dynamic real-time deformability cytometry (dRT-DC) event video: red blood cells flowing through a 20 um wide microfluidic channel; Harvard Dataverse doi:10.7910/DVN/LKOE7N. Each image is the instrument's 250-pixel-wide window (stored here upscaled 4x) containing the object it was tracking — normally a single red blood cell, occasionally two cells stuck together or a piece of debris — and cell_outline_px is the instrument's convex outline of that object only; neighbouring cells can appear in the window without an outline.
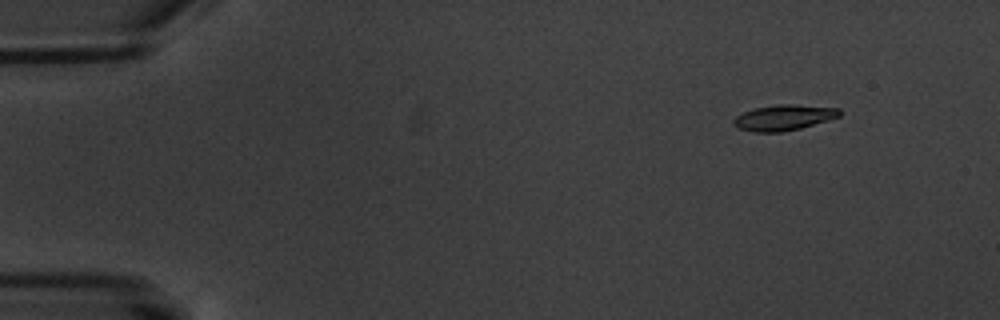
{"species": "common noctule bat (a hibernating species)", "species_latin": "Nyctalus noctula", "temperature_condition": "warm", "stored_images_in_passage": 4, "camera_frame_rate_fps": 3000, "um_per_image_px": 0.085, "animal": {"sex": "male", "body_mass_g": 20.1, "forearm_length_mm": 53.5}, "frame": {"image": 1, "passage_image": 2, "time_ms": 1.0, "image_size_px": [1000, 320], "cell_outline_px": [[840, 116], [828, 120], [800, 128], [780, 132], [752, 132], [740, 128], [732, 124], [732, 120], [736, 116], [752, 108], [776, 104], [792, 104], [840, 108]], "centroid_in_image_um": [66.59, 9.98], "position_along_channel_um": 18.4, "area_um2": 15.84}}